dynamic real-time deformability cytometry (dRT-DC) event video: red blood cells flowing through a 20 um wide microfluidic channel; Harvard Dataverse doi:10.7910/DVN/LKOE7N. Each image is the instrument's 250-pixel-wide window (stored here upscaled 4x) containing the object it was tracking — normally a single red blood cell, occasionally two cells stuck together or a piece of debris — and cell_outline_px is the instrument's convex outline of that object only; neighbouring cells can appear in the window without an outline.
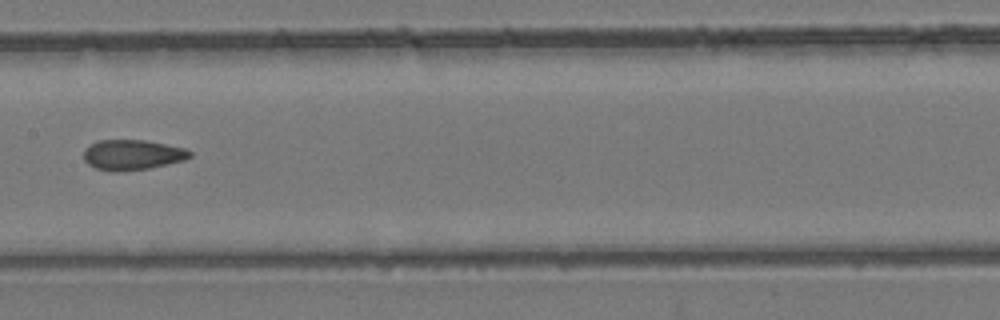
{"species": "common noctule bat (a hibernating species)", "species_latin": "Nyctalus noctula", "temperature_condition": "room temperature", "stored_images_in_passage": 31, "camera_frame_rate_fps": 3000, "um_per_image_px": 0.085, "animal": {"sex": "female", "body_mass_g": 24.6, "forearm_length_mm": 56.2}, "frame": {"image": 1, "passage_image": 22, "time_ms": 7.0, "image_size_px": [1000, 320], "cell_outline_px": [[192, 156], [184, 160], [148, 168], [112, 172], [96, 168], [88, 164], [84, 160], [84, 148], [96, 140], [144, 140], [184, 148], [192, 152]], "centroid_in_image_um": [11.21, 13.15], "position_along_channel_um": 196.2, "area_um2": 18.61}}
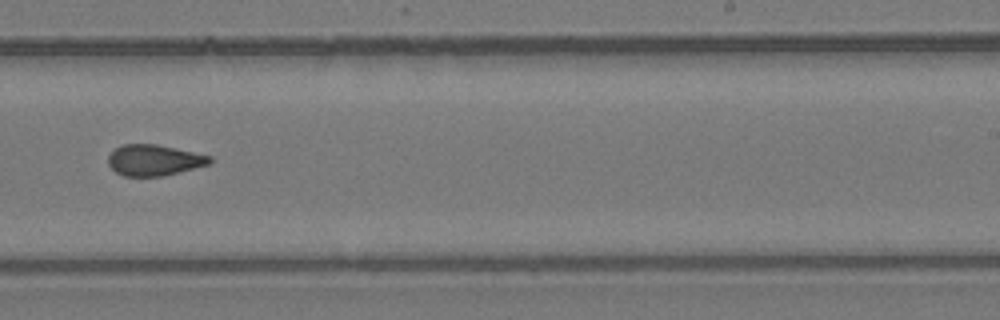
{"frame": {"image": 2, "passage_image": 27, "time_ms": 8.667, "image_size_px": [1000, 320], "cell_outline_px": [[212, 164], [164, 176], [124, 176], [116, 172], [108, 164], [108, 156], [116, 148], [124, 144], [156, 144], [212, 156]], "centroid_in_image_um": [13.13, 13.62], "position_along_channel_um": 275.9, "area_um2": 18.38}}